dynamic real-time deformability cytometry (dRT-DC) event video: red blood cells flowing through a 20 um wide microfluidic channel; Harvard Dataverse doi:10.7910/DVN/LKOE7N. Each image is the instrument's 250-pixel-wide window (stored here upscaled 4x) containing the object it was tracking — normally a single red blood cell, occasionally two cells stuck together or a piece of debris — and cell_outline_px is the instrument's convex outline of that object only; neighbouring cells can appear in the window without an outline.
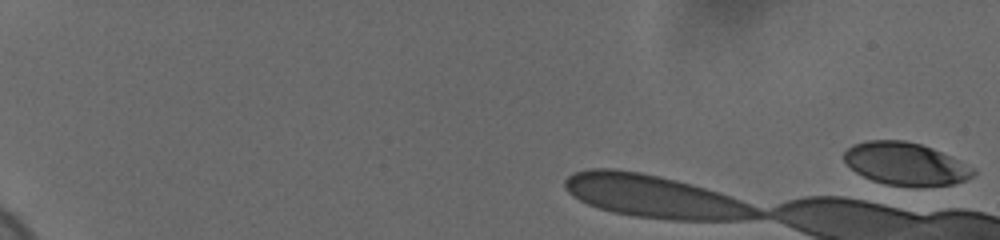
{"species": "human", "species_latin": "Homo sapiens", "temperature_condition": "cold", "stored_images_in_passage": 16, "camera_frame_rate_fps": 3000, "um_per_image_px": 0.085, "donor": {"sex": "female"}, "frame": {"image": 1, "passage_image": 1, "time_ms": 0.0, "image_size_px": [1000, 240], "cell_outline_px": [[976, 172], [972, 176], [964, 180], [952, 184], [920, 188], [916, 188], [884, 184], [872, 180], [856, 172], [844, 160], [844, 152], [852, 144], [868, 140], [904, 140], [920, 144], [932, 148], [972, 168]], "centroid_in_image_um": [76.93, 13.95], "position_along_channel_um": 8.1, "area_um2": 32.02}}